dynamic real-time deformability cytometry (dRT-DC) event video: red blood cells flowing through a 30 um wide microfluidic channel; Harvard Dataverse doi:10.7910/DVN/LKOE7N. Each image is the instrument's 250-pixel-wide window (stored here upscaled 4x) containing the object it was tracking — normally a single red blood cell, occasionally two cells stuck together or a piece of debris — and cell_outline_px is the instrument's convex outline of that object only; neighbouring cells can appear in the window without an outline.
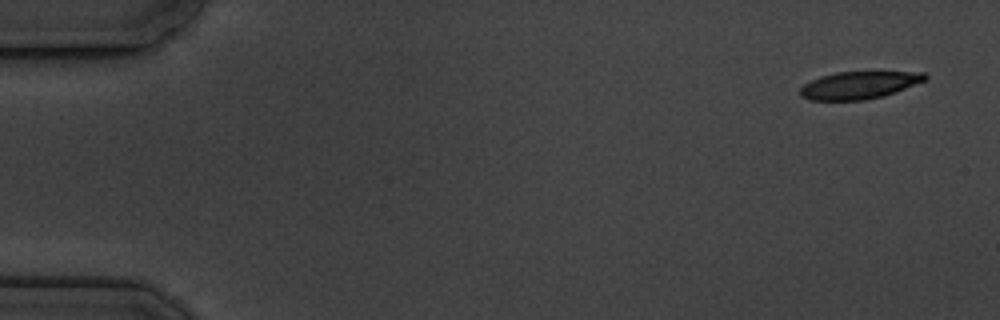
{"species": "common noctule bat (a hibernating species)", "species_latin": "Nyctalus noctula", "temperature_condition": "cold", "stored_images_in_passage": 6, "camera_frame_rate_fps": 3000, "um_per_image_px": 0.085, "animal": {"sex": "male", "body_mass_g": 19.5, "forearm_length_mm": 54.6}, "frame": {"image": 1, "passage_image": 1, "time_ms": 0.0, "image_size_px": [1000, 320], "cell_outline_px": [[928, 80], [884, 96], [864, 100], [808, 100], [800, 96], [800, 88], [804, 84], [820, 76], [836, 72], [924, 72], [928, 76]], "centroid_in_image_um": [73.03, 7.24], "position_along_channel_um": 12.0, "area_um2": 20.06}}
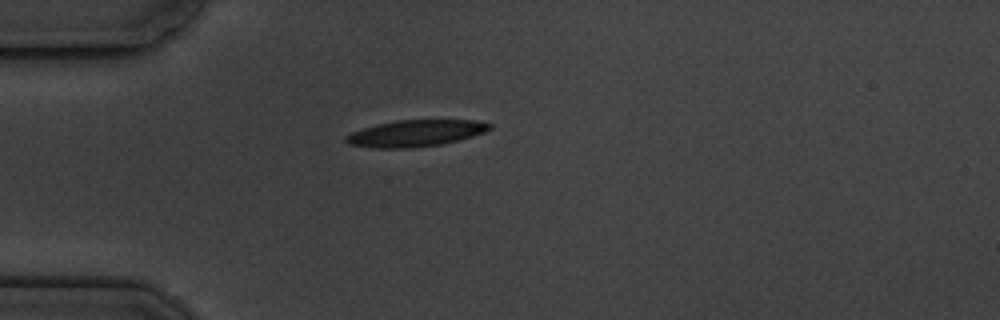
{"frame": {"image": 2, "passage_image": 4, "time_ms": 4.333, "image_size_px": [1000, 320], "cell_outline_px": [[492, 128], [484, 132], [472, 136], [440, 144], [412, 148], [372, 148], [348, 144], [344, 140], [344, 136], [352, 132], [376, 124], [396, 120], [476, 120], [492, 124]], "centroid_in_image_um": [35.29, 11.32], "position_along_channel_um": 49.7, "area_um2": 22.2}}